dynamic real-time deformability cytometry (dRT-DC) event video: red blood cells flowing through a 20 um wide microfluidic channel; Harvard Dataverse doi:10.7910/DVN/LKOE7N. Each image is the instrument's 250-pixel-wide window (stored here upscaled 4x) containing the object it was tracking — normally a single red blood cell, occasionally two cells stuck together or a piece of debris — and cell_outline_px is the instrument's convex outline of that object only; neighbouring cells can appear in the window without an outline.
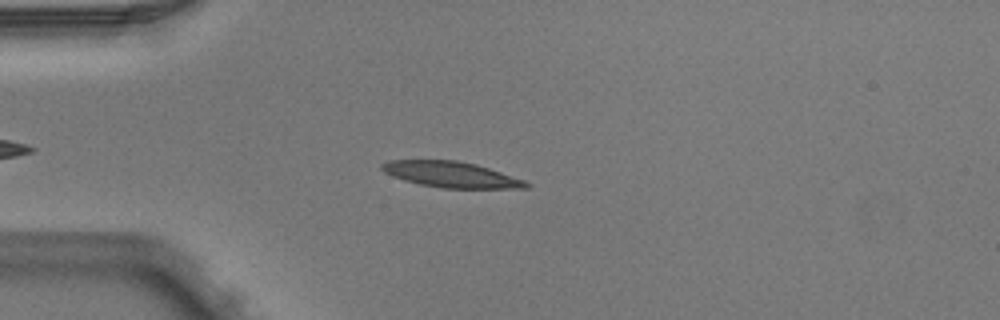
{"species": "Egyptian fruit bat (a non-hibernating species)", "species_latin": "Rousettus aegyptiacus", "temperature_condition": "warm", "stored_images_in_passage": 4, "camera_frame_rate_fps": 3000, "um_per_image_px": 0.085, "animal": {"sex": "male"}, "frame": {"image": 1, "passage_image": 3, "time_ms": 0.667, "image_size_px": [1000, 320], "cell_outline_px": [[532, 184], [528, 188], [440, 188], [420, 184], [404, 180], [392, 176], [384, 172], [380, 168], [380, 164], [388, 160], [456, 160], [476, 164], [524, 180]], "centroid_in_image_um": [38.32, 14.83], "position_along_channel_um": 46.7, "area_um2": 21.68}}